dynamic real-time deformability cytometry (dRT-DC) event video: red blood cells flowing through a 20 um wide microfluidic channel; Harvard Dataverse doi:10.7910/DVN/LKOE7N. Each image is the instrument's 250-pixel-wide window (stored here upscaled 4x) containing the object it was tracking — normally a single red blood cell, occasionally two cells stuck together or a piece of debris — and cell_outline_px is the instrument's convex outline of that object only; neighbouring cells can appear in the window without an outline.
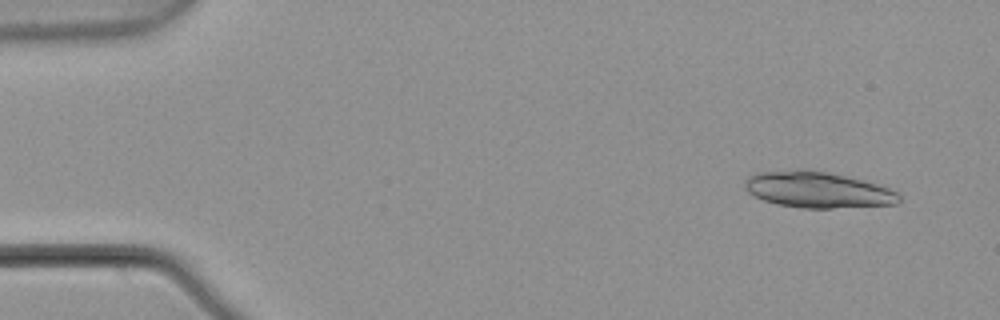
{"species": "common noctule bat (a hibernating species)", "species_latin": "Nyctalus noctula", "temperature_condition": "warm", "stored_images_in_passage": 5, "camera_frame_rate_fps": 3000, "um_per_image_px": 0.085, "animal": {"sex": "male", "body_mass_g": 21.5, "forearm_length_mm": 52.0}, "frame": {"image": 1, "passage_image": 2, "time_ms": 0.333, "image_size_px": [1000, 320], "cell_outline_px": [[900, 200], [896, 204], [832, 208], [804, 208], [776, 204], [764, 200], [748, 192], [744, 188], [744, 180], [748, 176], [756, 172], [792, 168], [804, 168], [828, 172], [876, 184], [888, 188], [896, 192], [900, 196]], "centroid_in_image_um": [69.42, 16.11], "position_along_channel_um": 15.6, "area_um2": 32.6}}